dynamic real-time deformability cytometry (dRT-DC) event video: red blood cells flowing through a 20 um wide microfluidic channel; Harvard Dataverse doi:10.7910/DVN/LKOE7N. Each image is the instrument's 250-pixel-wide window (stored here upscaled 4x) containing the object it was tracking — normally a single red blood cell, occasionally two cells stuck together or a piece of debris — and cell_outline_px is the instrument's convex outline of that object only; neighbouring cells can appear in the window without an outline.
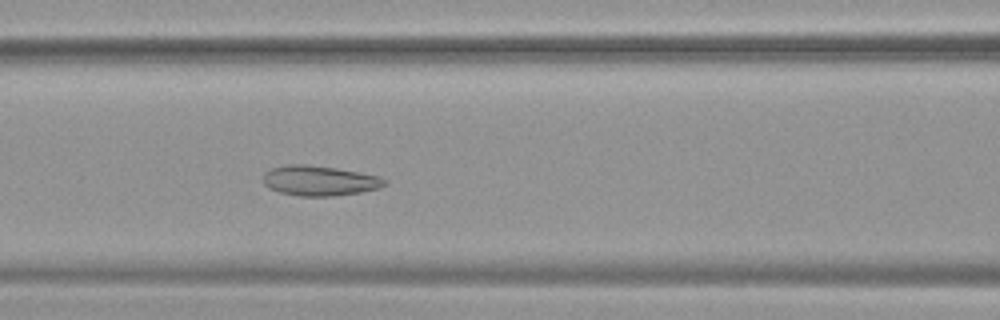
{"species": "common noctule bat (a hibernating species)", "species_latin": "Nyctalus noctula", "temperature_condition": "warm", "stored_images_in_passage": 47, "camera_frame_rate_fps": 3000, "um_per_image_px": 0.085, "animal": {"sex": "female", "body_mass_g": 19.9}, "frame": {"image": 1, "passage_image": 17, "time_ms": 5.333, "image_size_px": [1000, 320], "cell_outline_px": [[388, 184], [380, 188], [360, 192], [332, 196], [300, 196], [280, 192], [268, 188], [264, 184], [264, 172], [272, 168], [284, 164], [308, 164], [336, 168], [380, 176], [388, 180]], "centroid_in_image_um": [27.17, 15.35], "position_along_channel_um": 139.4, "area_um2": 21.44}}
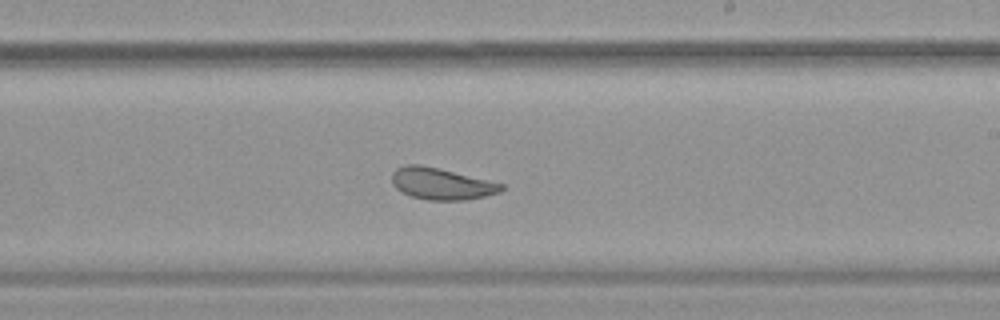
{"frame": {"image": 2, "passage_image": 26, "time_ms": 8.333, "image_size_px": [1000, 320], "cell_outline_px": [[504, 188], [500, 192], [468, 200], [428, 200], [412, 196], [396, 188], [392, 184], [392, 172], [396, 168], [404, 164], [420, 164], [440, 168], [504, 184]], "centroid_in_image_um": [37.51, 15.61], "position_along_channel_um": 251.5, "area_um2": 20.23}}
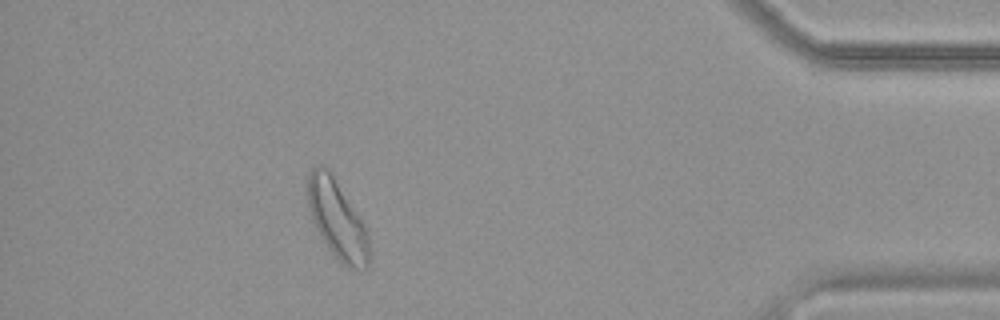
{"frame": {"image": 3, "passage_image": 42, "time_ms": 13.667, "image_size_px": [1000, 320], "cell_outline_px": [[368, 268], [352, 268], [344, 264], [328, 248], [320, 236], [316, 228], [308, 204], [308, 172], [316, 164], [320, 164], [328, 168], [364, 224], [368, 232]], "centroid_in_image_um": [28.64, 18.61], "position_along_channel_um": 406.6, "area_um2": 27.51}, "authors_computed_cell_mechanics": {"area_um2": 23.987, "velocity_mm_per_s": 3.761, "shape_relaxation_time_tau1_ms": null, "shape_relaxation_time_tau2_ms": 1.4859, "deformation_change_tau1": null, "deformation_change_tau2": 0.0934}}